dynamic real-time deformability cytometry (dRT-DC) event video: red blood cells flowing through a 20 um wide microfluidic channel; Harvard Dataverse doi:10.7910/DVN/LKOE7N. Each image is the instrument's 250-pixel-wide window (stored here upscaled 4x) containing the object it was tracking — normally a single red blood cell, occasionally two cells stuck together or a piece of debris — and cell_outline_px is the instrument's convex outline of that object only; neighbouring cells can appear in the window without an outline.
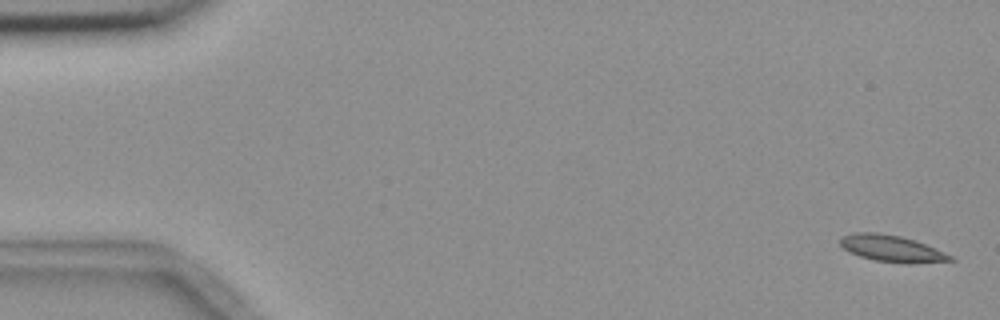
{"species": "common noctule bat (a hibernating species)", "species_latin": "Nyctalus noctula", "temperature_condition": "room temperature", "stored_images_in_passage": 4, "camera_frame_rate_fps": 3000, "um_per_image_px": 0.085, "animal": {"sex": "female", "body_mass_g": 18.4}, "frame": {"image": 1, "passage_image": 1, "time_ms": 0.0, "image_size_px": [1000, 320], "cell_outline_px": [[956, 260], [908, 264], [876, 260], [860, 256], [848, 252], [840, 244], [840, 240], [844, 236], [856, 232], [876, 232], [900, 236], [924, 244], [944, 252], [952, 256]], "centroid_in_image_um": [75.79, 21.13], "position_along_channel_um": 9.2, "area_um2": 16.76}}
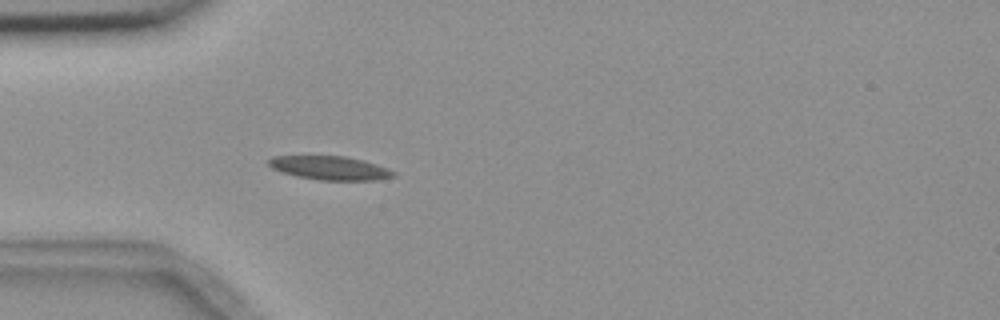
{"frame": {"image": 2, "passage_image": 4, "time_ms": 5.0, "image_size_px": [1000, 320], "cell_outline_px": [[396, 176], [376, 180], [320, 180], [296, 176], [280, 172], [272, 168], [268, 164], [268, 160], [272, 156], [344, 156], [364, 160], [388, 168], [396, 172]], "centroid_in_image_um": [28.05, 14.28], "position_along_channel_um": 56.9, "area_um2": 17.34}}